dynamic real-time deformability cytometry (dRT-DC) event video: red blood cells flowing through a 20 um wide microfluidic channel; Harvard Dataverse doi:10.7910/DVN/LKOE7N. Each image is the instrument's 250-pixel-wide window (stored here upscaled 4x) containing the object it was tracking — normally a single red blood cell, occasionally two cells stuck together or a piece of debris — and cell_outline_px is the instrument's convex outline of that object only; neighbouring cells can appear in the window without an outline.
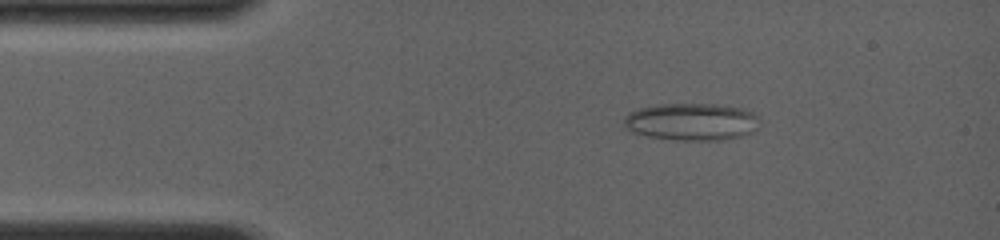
{"species": "common noctule bat (a hibernating species)", "species_latin": "Nyctalus noctula", "temperature_condition": "room temperature", "stored_images_in_passage": 10, "camera_frame_rate_fps": 4000, "um_per_image_px": 0.085, "animal": {"sex": "female", "body_mass_g": 19.0, "forearm_length_mm": 56.7}, "frame": {"image": 1, "passage_image": 5, "time_ms": 2.0, "image_size_px": [1000, 240], "cell_outline_px": [[760, 116], [756, 128], [752, 132], [744, 136], [724, 140], [680, 140], [648, 136], [632, 132], [624, 124], [624, 116], [628, 112], [636, 108], [656, 104], [716, 104], [744, 108]], "centroid_in_image_um": [58.8, 10.34], "position_along_channel_um": 26.2, "area_um2": 29.82}}
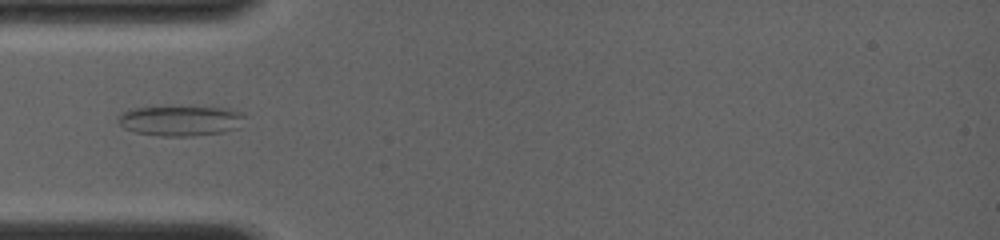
{"frame": {"image": 2, "passage_image": 9, "time_ms": 4.25, "image_size_px": [1000, 240], "cell_outline_px": [[244, 116], [240, 128], [224, 132], [192, 136], [160, 136], [136, 132], [124, 128], [120, 124], [120, 116], [124, 112], [136, 108], [172, 104], [232, 108], [244, 112]], "centroid_in_image_um": [15.44, 10.21], "position_along_channel_um": 69.6, "area_um2": 23.24}}